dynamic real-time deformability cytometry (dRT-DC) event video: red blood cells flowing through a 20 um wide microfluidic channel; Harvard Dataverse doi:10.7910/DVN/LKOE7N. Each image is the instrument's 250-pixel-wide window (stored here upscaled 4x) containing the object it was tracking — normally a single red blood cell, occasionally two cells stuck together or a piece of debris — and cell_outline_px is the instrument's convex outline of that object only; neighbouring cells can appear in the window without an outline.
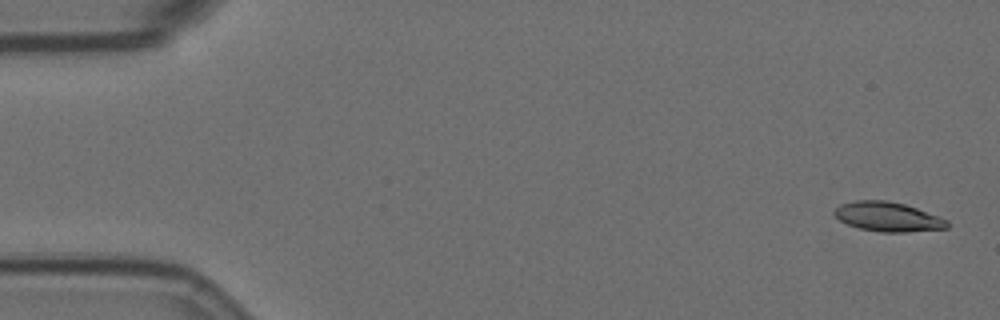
{"species": "Egyptian fruit bat (a non-hibernating species)", "species_latin": "Rousettus aegyptiacus", "temperature_condition": "room temperature", "stored_images_in_passage": 16, "camera_frame_rate_fps": 3000, "um_per_image_px": 0.085, "animal": {"sex": "female"}, "frame": {"image": 1, "passage_image": 2, "time_ms": 0.333, "image_size_px": [1000, 320], "cell_outline_px": [[948, 228], [904, 232], [880, 232], [860, 228], [848, 224], [840, 220], [832, 212], [840, 204], [856, 200], [888, 200], [904, 204], [940, 216], [948, 220]], "centroid_in_image_um": [75.47, 18.42], "position_along_channel_um": 9.5, "area_um2": 19.31}}
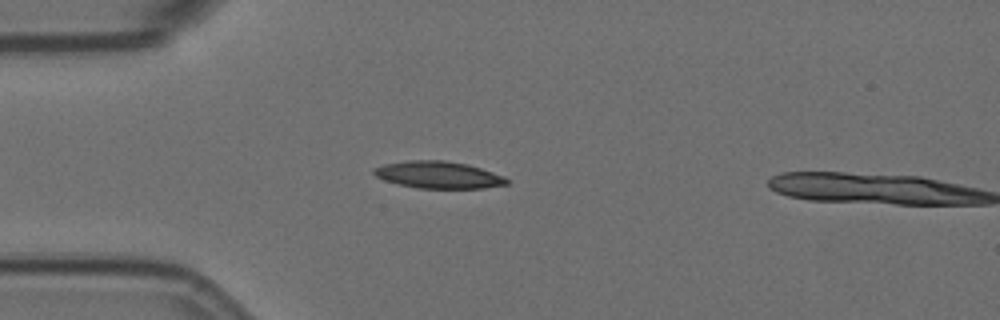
{"frame": {"image": 2, "passage_image": 15, "time_ms": 4.667, "image_size_px": [1000, 320], "cell_outline_px": [[508, 184], [484, 188], [416, 188], [384, 180], [376, 176], [372, 172], [372, 168], [384, 164], [408, 160], [444, 160], [468, 164], [504, 176], [508, 180]], "centroid_in_image_um": [37.24, 14.86], "position_along_channel_um": 47.8, "area_um2": 20.92}}